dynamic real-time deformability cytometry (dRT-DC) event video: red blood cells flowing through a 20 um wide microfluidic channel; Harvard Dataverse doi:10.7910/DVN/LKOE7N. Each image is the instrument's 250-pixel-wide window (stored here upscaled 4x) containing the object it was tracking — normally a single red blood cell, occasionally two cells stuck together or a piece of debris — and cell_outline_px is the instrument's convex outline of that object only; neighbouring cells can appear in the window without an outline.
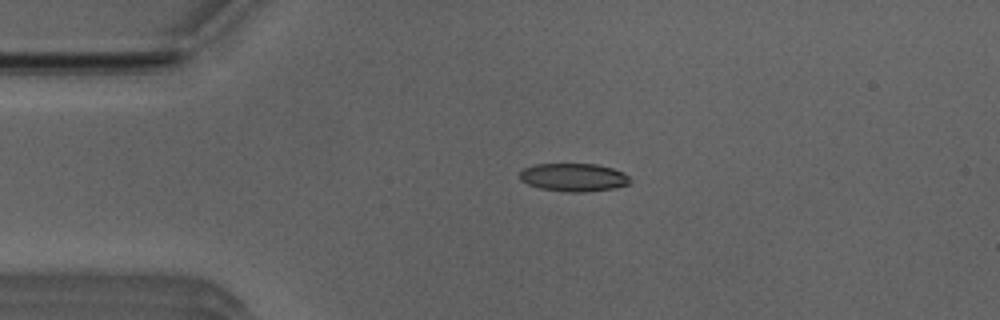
{"species": "Egyptian fruit bat (a non-hibernating species)", "species_latin": "Rousettus aegyptiacus", "temperature_condition": "room temperature", "stored_images_in_passage": 27, "camera_frame_rate_fps": 3000, "um_per_image_px": 0.085, "animal": {"sex": "male"}, "frame": {"image": 1, "passage_image": 1, "time_ms": 0.0, "image_size_px": [1000, 320], "cell_outline_px": [[632, 180], [628, 184], [616, 188], [584, 192], [568, 192], [540, 188], [528, 184], [520, 180], [520, 172], [524, 168], [536, 164], [596, 164], [612, 168], [624, 172]], "centroid_in_image_um": [48.78, 15.07], "position_along_channel_um": 36.2, "area_um2": 18.09}}
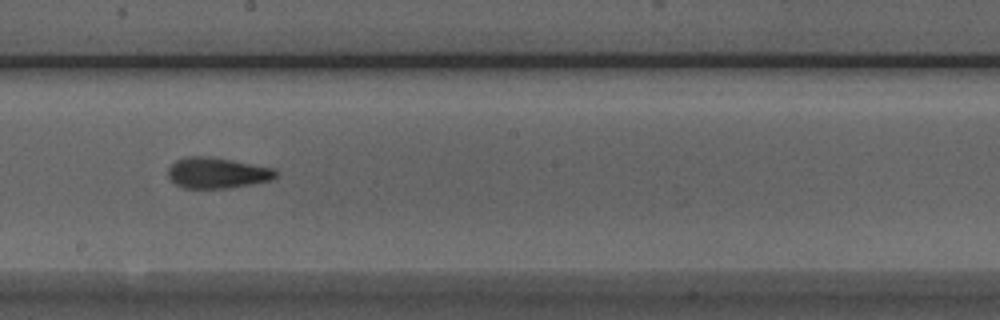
{"frame": {"image": 2, "passage_image": 18, "time_ms": 5.667, "image_size_px": [1000, 320], "cell_outline_px": [[276, 176], [272, 180], [232, 188], [184, 188], [176, 184], [168, 176], [168, 168], [176, 160], [188, 156], [204, 156], [232, 160], [276, 168]], "centroid_in_image_um": [18.48, 14.7], "position_along_channel_um": 229.7, "area_um2": 19.36}}
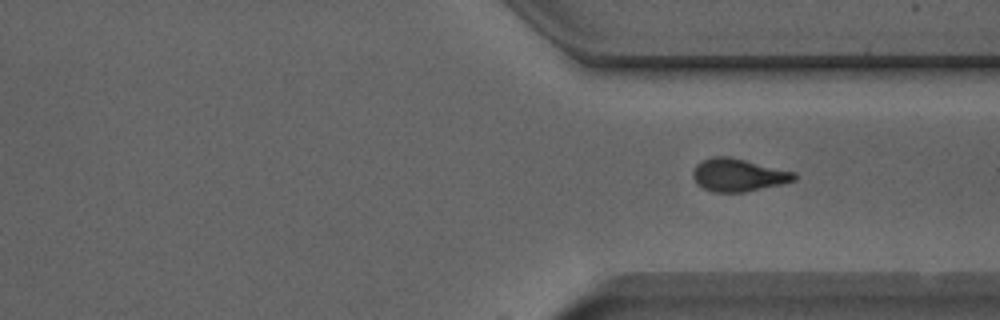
{"frame": {"image": 3, "passage_image": 27, "time_ms": 8.667, "image_size_px": [1000, 320], "cell_outline_px": [[796, 180], [784, 184], [744, 192], [712, 192], [696, 184], [692, 176], [692, 172], [696, 164], [712, 156], [728, 156], [796, 172]], "centroid_in_image_um": [62.75, 14.88], "position_along_channel_um": 348.6, "area_um2": 19.48}}